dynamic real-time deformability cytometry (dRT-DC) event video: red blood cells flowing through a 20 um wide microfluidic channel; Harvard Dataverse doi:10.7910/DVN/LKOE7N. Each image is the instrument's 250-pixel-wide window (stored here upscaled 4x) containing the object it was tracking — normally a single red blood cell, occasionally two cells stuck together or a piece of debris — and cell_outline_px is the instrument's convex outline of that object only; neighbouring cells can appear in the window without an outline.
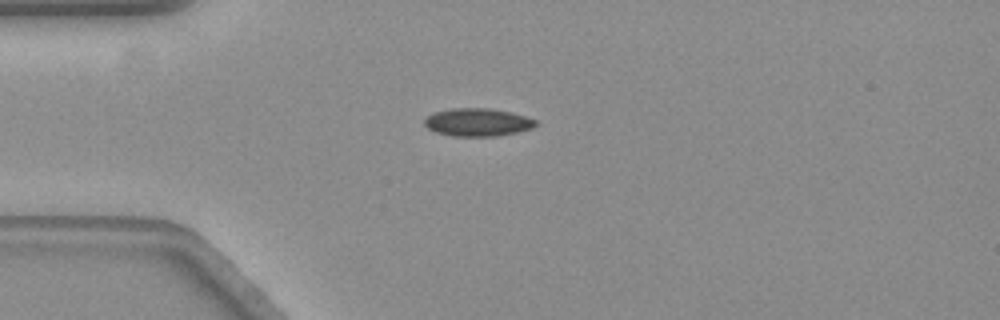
{"species": "common noctule bat (a hibernating species)", "species_latin": "Nyctalus noctula", "temperature_condition": "warm", "stored_images_in_passage": 44, "camera_frame_rate_fps": 3000, "um_per_image_px": 0.085, "animal": {"sex": "female", "body_mass_g": 19.3, "forearm_length_mm": 54.1}, "frame": {"image": 1, "passage_image": 1, "time_ms": 0.0, "image_size_px": [1000, 320], "cell_outline_px": [[536, 124], [532, 128], [516, 132], [496, 136], [452, 136], [436, 132], [428, 128], [424, 124], [424, 120], [428, 116], [436, 112], [452, 108], [488, 108], [508, 112], [524, 116], [536, 120]], "centroid_in_image_um": [40.57, 10.39], "position_along_channel_um": 44.4, "area_um2": 17.8}}
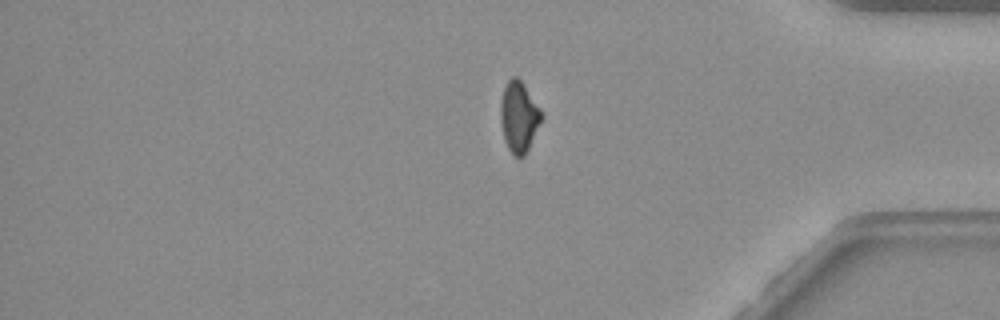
{"frame": {"image": 2, "passage_image": 34, "time_ms": 11.0, "image_size_px": [1000, 320], "cell_outline_px": [[544, 116], [524, 156], [516, 156], [508, 148], [504, 140], [500, 120], [500, 104], [504, 88], [508, 80], [512, 76], [516, 76], [524, 84], [540, 108]], "centroid_in_image_um": [44.11, 9.9], "position_along_channel_um": 391.1, "area_um2": 16.76}}
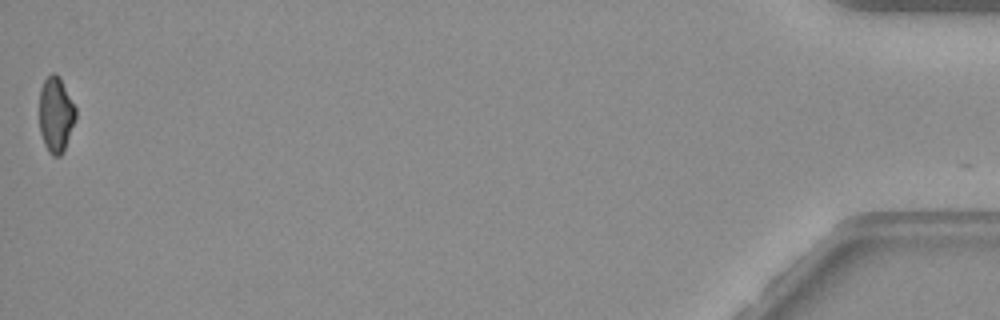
{"frame": {"image": 3, "passage_image": 44, "time_ms": 14.333, "image_size_px": [1000, 320], "cell_outline_px": [[76, 116], [64, 152], [60, 156], [52, 156], [48, 152], [44, 144], [40, 132], [40, 88], [44, 80], [52, 72], [56, 72], [60, 76], [76, 108]], "centroid_in_image_um": [4.75, 9.73], "position_along_channel_um": 430.5, "area_um2": 16.13}, "authors_computed_cell_mechanics": {"area_um2": 17.8313, "velocity_mm_per_s": 3.5419, "shape_relaxation_time_tau1_ms": null, "shape_relaxation_time_tau2_ms": 9.2221, "deformation_change_tau1": null, "deformation_change_tau2": 0.0809}}